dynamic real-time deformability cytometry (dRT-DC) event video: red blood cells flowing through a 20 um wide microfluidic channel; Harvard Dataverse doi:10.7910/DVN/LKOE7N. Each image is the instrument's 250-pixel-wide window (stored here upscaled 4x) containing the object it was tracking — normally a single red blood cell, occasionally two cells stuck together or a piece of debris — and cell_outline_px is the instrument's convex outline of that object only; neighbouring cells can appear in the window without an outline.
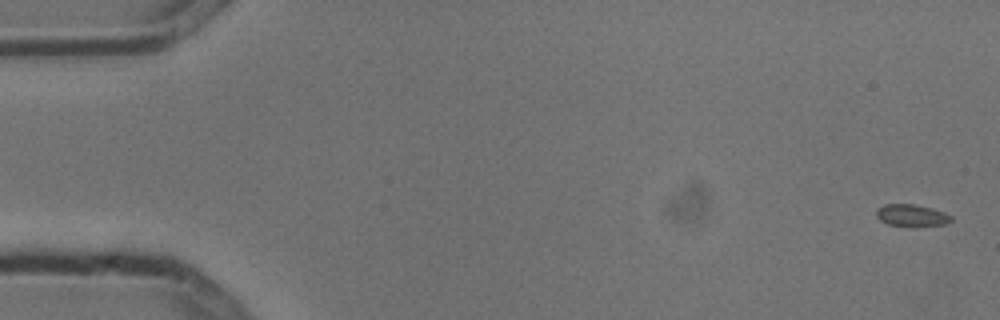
{"species": "common noctule bat (a hibernating species)", "species_latin": "Nyctalus noctula", "temperature_condition": "cold", "stored_images_in_passage": 6, "camera_frame_rate_fps": 3000, "um_per_image_px": 0.085, "animal": {"sex": "male", "body_mass_g": 13.3}, "frame": {"image": 1, "passage_image": 1, "time_ms": 0.0, "image_size_px": [1000, 320], "cell_outline_px": [[952, 220], [948, 224], [916, 228], [908, 228], [888, 224], [880, 220], [876, 216], [876, 208], [884, 204], [912, 204], [932, 208], [944, 212], [952, 216]], "centroid_in_image_um": [77.5, 18.35], "position_along_channel_um": 7.5, "area_um2": 10.12}}